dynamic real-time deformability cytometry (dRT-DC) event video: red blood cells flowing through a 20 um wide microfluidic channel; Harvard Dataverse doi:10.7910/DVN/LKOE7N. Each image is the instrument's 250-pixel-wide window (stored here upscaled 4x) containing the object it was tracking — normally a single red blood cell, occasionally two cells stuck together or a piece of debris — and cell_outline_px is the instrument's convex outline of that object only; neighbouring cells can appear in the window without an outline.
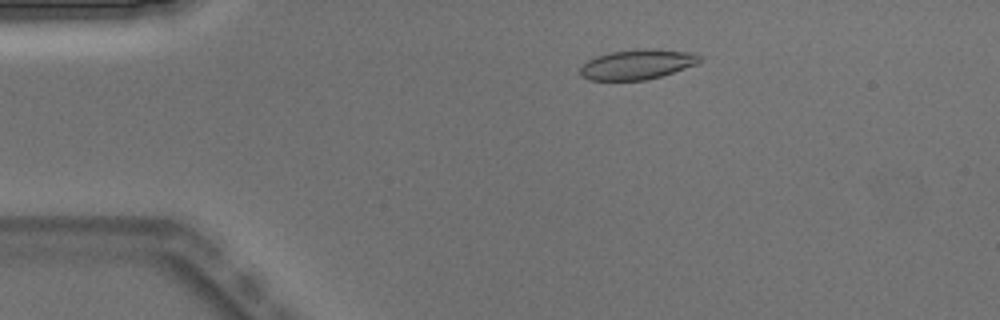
{"species": "Egyptian fruit bat (a non-hibernating species)", "species_latin": "Rousettus aegyptiacus", "temperature_condition": "warm", "stored_images_in_passage": 6, "camera_frame_rate_fps": 3000, "um_per_image_px": 0.085, "animal": {"sex": "male"}, "frame": {"image": 1, "passage_image": 3, "time_ms": 0.667, "image_size_px": [1000, 320], "cell_outline_px": [[700, 60], [696, 64], [660, 76], [644, 80], [588, 80], [580, 76], [580, 68], [588, 60], [596, 56], [612, 52], [644, 48], [652, 48], [696, 52], [700, 56]], "centroid_in_image_um": [54.16, 5.46], "position_along_channel_um": 30.8, "area_um2": 20.81}}